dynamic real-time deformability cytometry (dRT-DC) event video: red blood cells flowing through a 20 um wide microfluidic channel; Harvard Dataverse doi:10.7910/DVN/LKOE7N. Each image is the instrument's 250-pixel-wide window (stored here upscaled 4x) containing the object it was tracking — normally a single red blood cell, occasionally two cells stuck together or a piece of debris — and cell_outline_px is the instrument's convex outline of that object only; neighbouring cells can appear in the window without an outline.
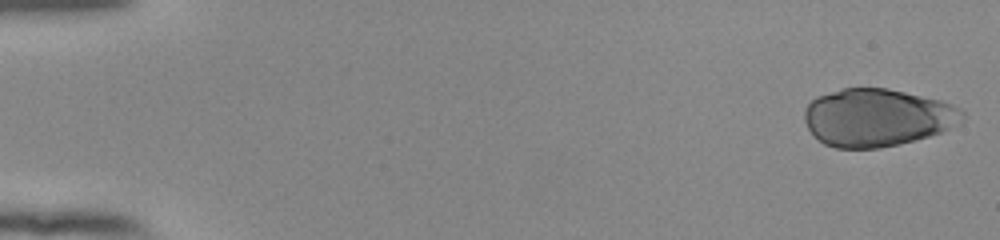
{"species": "human", "species_latin": "Homo sapiens", "temperature_condition": "room temperature", "stored_images_in_passage": 53, "camera_frame_rate_fps": 3000, "um_per_image_px": 0.085, "donor": {"sex": "female"}, "frame": {"image": 1, "passage_image": 1, "time_ms": 0.0, "image_size_px": [1000, 240], "cell_outline_px": [[964, 120], [960, 124], [940, 132], [928, 136], [880, 148], [836, 148], [824, 144], [808, 128], [804, 120], [804, 108], [816, 96], [844, 88], [888, 88], [940, 100], [952, 104], [960, 108], [964, 112]], "centroid_in_image_um": [74.56, 9.98], "position_along_channel_um": 10.4, "area_um2": 53.0}}